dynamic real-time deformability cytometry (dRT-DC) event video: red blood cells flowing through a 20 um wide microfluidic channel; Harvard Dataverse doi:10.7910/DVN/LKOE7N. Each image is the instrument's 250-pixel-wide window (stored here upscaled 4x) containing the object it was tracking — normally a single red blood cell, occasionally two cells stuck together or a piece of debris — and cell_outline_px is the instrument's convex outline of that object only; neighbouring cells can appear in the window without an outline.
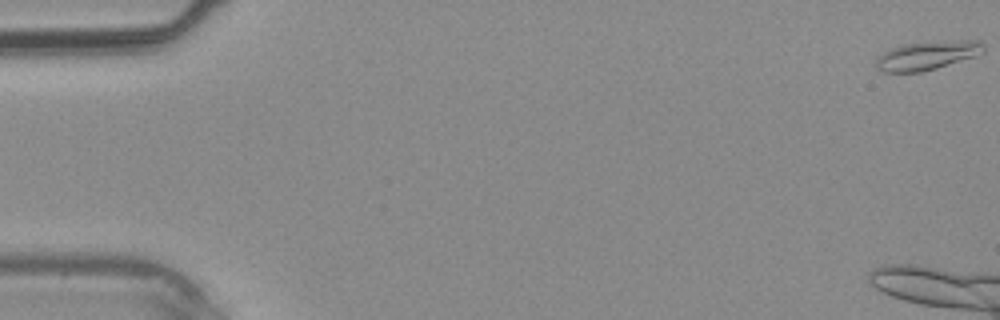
{"species": "common noctule bat (a hibernating species)", "species_latin": "Nyctalus noctula", "temperature_condition": "warm", "stored_images_in_passage": 8, "camera_frame_rate_fps": 3000, "um_per_image_px": 0.085, "animal": {"sex": "male", "body_mass_g": 20.4}, "frame": {"image": 1, "passage_image": 1, "time_ms": 0.0, "image_size_px": [1000, 320], "cell_outline_px": [[984, 52], [976, 56], [936, 68], [920, 72], [884, 72], [876, 68], [876, 56], [888, 48], [908, 44], [960, 40], [980, 40], [984, 44]], "centroid_in_image_um": [78.8, 4.72], "position_along_channel_um": 6.2, "area_um2": 17.98}}